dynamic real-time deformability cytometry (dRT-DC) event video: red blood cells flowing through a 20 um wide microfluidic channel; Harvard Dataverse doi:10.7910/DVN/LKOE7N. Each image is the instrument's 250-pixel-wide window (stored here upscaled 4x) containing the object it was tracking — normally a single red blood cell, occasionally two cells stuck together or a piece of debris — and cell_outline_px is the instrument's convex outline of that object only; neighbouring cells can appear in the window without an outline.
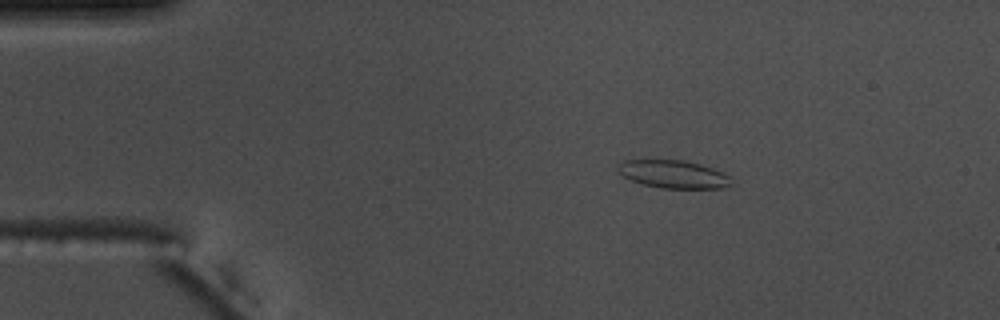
{"species": "common noctule bat (a hibernating species)", "species_latin": "Nyctalus noctula", "temperature_condition": "warm", "stored_images_in_passage": 54, "camera_frame_rate_fps": 3000, "um_per_image_px": 0.085, "animal": {"sex": "male", "body_mass_g": 17.5, "forearm_length_mm": 52.3}, "frame": {"image": 1, "passage_image": 9, "time_ms": 2.667, "image_size_px": [1000, 320], "cell_outline_px": [[732, 184], [720, 188], [660, 188], [644, 184], [632, 180], [624, 176], [616, 168], [616, 164], [624, 160], [684, 160], [700, 164], [712, 168], [728, 176]], "centroid_in_image_um": [57.19, 14.8], "position_along_channel_um": 27.8, "area_um2": 18.21}}
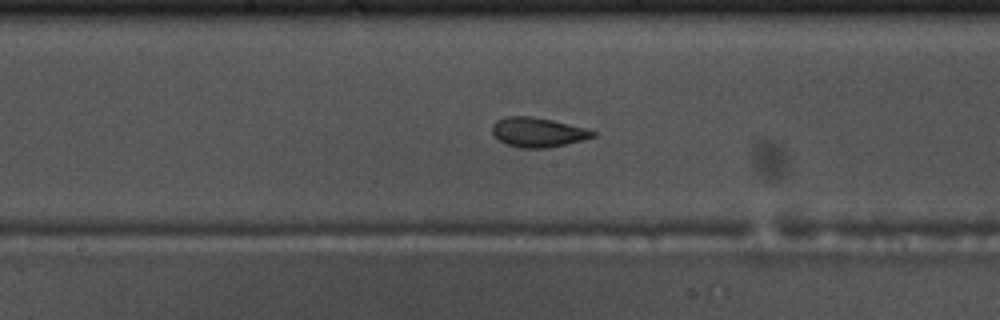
{"frame": {"image": 2, "passage_image": 28, "time_ms": 9.0, "image_size_px": [1000, 320], "cell_outline_px": [[596, 136], [584, 140], [548, 148], [520, 148], [508, 144], [500, 140], [492, 132], [492, 124], [496, 120], [504, 116], [532, 116], [552, 120], [588, 128], [596, 132]], "centroid_in_image_um": [45.74, 11.23], "position_along_channel_um": 202.5, "area_um2": 17.46}}
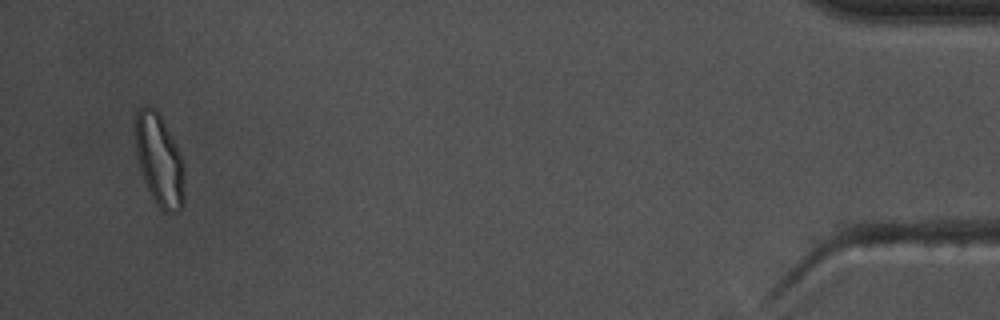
{"frame": {"image": 3, "passage_image": 52, "time_ms": 17.0, "image_size_px": [1000, 320], "cell_outline_px": [[184, 204], [180, 212], [164, 212], [156, 204], [140, 172], [136, 156], [132, 124], [136, 112], [140, 108], [156, 108], [164, 120], [184, 160]], "centroid_in_image_um": [13.53, 13.59], "position_along_channel_um": 421.7, "area_um2": 27.17}, "authors_computed_cell_mechanics": {"area_um2": 18.2648, "velocity_mm_per_s": 3.7367, "shape_relaxation_time_tau1_ms": 4.5445, "shape_relaxation_time_tau2_ms": 1.5626, "deformation_change_tau1": 0.1575, "deformation_change_tau2": 0.0775}}